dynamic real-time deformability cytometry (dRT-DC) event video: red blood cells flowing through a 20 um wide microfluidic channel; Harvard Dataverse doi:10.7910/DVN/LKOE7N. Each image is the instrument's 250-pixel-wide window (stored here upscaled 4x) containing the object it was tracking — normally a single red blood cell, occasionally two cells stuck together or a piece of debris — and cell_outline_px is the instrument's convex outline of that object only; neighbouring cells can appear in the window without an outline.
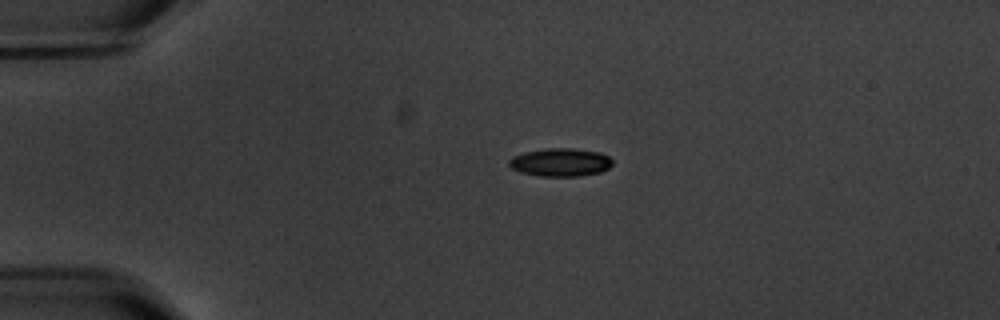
{"species": "common noctule bat (a hibernating species)", "species_latin": "Nyctalus noctula", "temperature_condition": "warm", "stored_images_in_passage": 8, "camera_frame_rate_fps": 3000, "um_per_image_px": 0.085, "animal": {"sex": "male", "body_mass_g": 20.1, "forearm_length_mm": 53.5}, "frame": {"image": 1, "passage_image": 3, "time_ms": 2.333, "image_size_px": [1000, 320], "cell_outline_px": [[612, 164], [608, 168], [600, 172], [580, 176], [540, 176], [520, 172], [512, 168], [508, 164], [508, 160], [512, 156], [524, 152], [548, 148], [572, 148], [600, 152], [608, 156], [612, 160]], "centroid_in_image_um": [47.62, 13.79], "position_along_channel_um": 37.4, "area_um2": 16.99}}
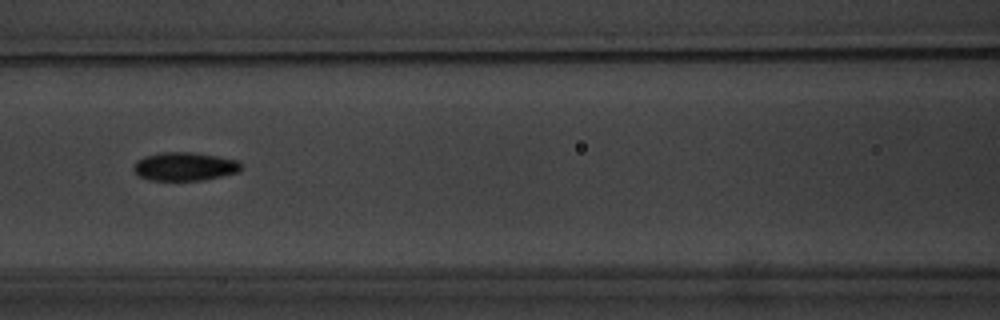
{"frame": {"image": 2, "passage_image": 7, "time_ms": 6.667, "image_size_px": [1000, 320], "cell_outline_px": [[240, 172], [200, 180], [148, 180], [140, 176], [132, 168], [136, 160], [144, 156], [160, 152], [192, 152], [216, 156], [236, 160], [240, 164]], "centroid_in_image_um": [15.65, 14.14], "position_along_channel_um": 151.0, "area_um2": 17.69}}
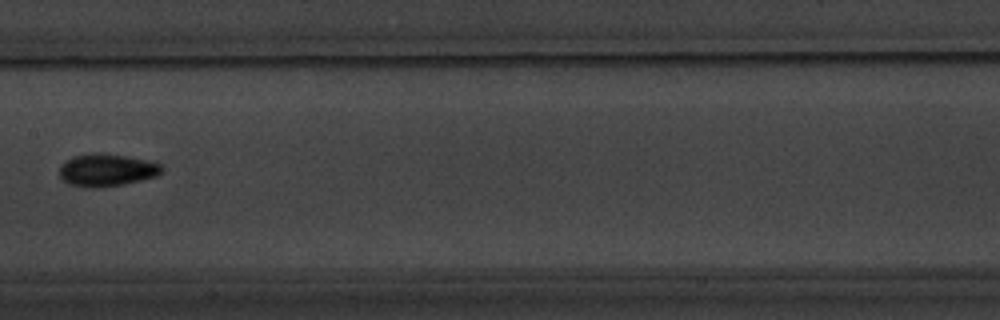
{"frame": {"image": 3, "passage_image": 8, "time_ms": 8.0, "image_size_px": [1000, 320], "cell_outline_px": [[164, 168], [156, 176], [124, 184], [96, 188], [92, 188], [68, 184], [60, 176], [60, 164], [64, 160], [72, 156], [92, 152], [96, 152], [124, 156], [148, 160], [160, 164]], "centroid_in_image_um": [9.03, 14.44], "position_along_channel_um": 198.4, "area_um2": 19.42}}